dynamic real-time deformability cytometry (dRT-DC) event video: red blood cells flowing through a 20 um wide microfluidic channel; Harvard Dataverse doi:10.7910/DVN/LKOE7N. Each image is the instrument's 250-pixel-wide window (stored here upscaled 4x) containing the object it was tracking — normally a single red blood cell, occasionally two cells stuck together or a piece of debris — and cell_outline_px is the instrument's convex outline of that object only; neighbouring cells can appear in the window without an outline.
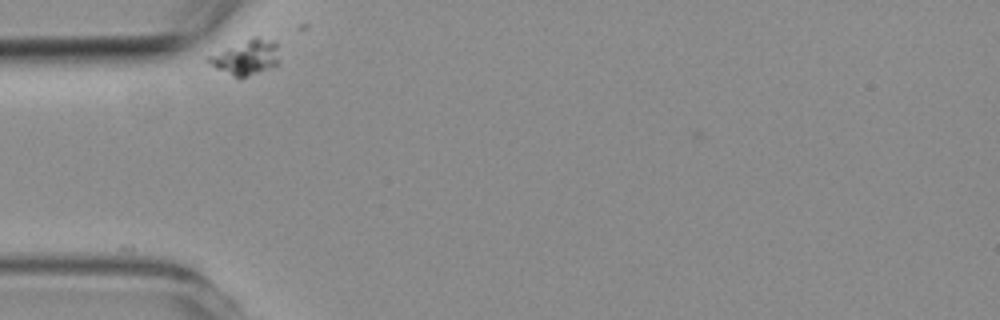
{"species": "common noctule bat (a hibernating species)", "species_latin": "Nyctalus noctula", "temperature_condition": "room temperature", "stored_images_in_passage": 3, "camera_frame_rate_fps": 3000, "um_per_image_px": 0.085, "animal": {"sex": "female", "body_mass_g": 19.3, "forearm_length_mm": 54.1}, "frame": {"image": 1, "passage_image": 1, "time_ms": 0.0, "image_size_px": [1000, 320], "cell_outline_px": [[280, 60], [276, 64], [268, 68], [240, 80], [208, 64], [204, 60], [204, 56], [252, 36], [256, 36], [272, 40], [276, 44]], "centroid_in_image_um": [20.84, 4.87], "position_along_channel_um": 64.2, "area_um2": 14.91}}
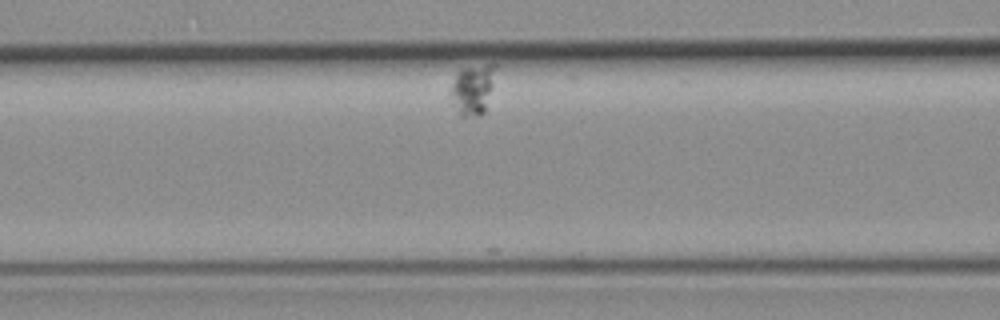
{"frame": {"image": 2, "passage_image": 3, "time_ms": 2.333, "image_size_px": [1000, 320], "cell_outline_px": [[496, 68], [484, 112], [480, 116], [460, 116], [448, 100], [452, 84], [456, 72], [460, 68], [488, 64], [496, 64]], "centroid_in_image_um": [40.11, 7.6], "position_along_channel_um": 126.5, "area_um2": 13.24}}